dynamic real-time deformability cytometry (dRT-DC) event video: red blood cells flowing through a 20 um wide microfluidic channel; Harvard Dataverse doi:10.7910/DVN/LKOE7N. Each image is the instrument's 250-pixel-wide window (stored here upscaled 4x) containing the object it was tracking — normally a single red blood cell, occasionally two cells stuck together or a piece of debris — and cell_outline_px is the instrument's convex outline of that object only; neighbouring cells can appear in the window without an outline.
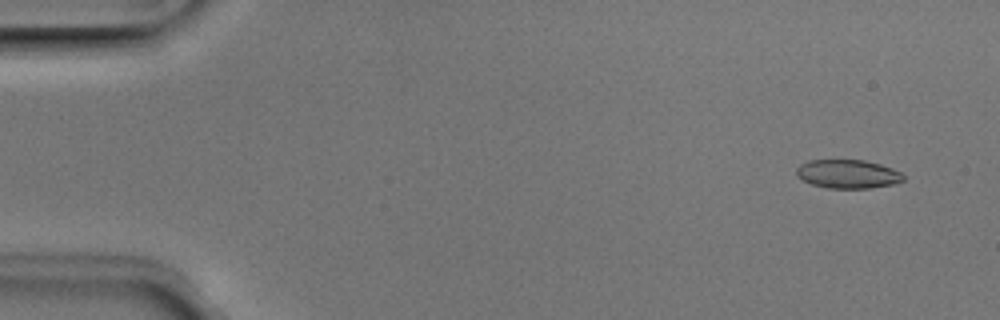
{"species": "Egyptian fruit bat (a non-hibernating species)", "species_latin": "Rousettus aegyptiacus", "temperature_condition": "room temperature", "stored_images_in_passage": 51, "camera_frame_rate_fps": 3000, "um_per_image_px": 0.085, "animal": {"sex": "male"}, "frame": {"image": 1, "passage_image": 3, "time_ms": 0.667, "image_size_px": [1000, 320], "cell_outline_px": [[904, 180], [892, 184], [868, 188], [828, 188], [812, 184], [796, 176], [796, 168], [800, 164], [808, 160], [864, 160], [880, 164], [892, 168], [900, 172], [904, 176]], "centroid_in_image_um": [72.04, 14.78], "position_along_channel_um": 13.0, "area_um2": 17.8}}
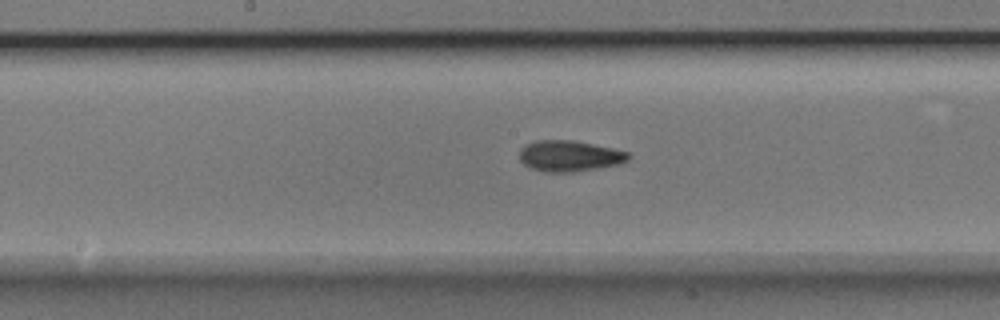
{"frame": {"image": 2, "passage_image": 26, "time_ms": 8.333, "image_size_px": [1000, 320], "cell_outline_px": [[632, 156], [628, 160], [616, 164], [572, 172], [544, 172], [532, 168], [524, 164], [520, 160], [520, 148], [536, 140], [572, 140], [612, 148], [628, 152]], "centroid_in_image_um": [48.38, 13.25], "position_along_channel_um": 199.8, "area_um2": 19.36}}
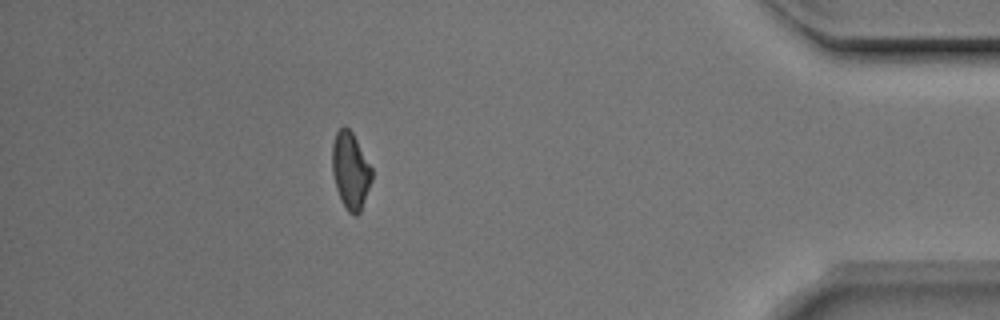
{"frame": {"image": 3, "passage_image": 45, "time_ms": 14.667, "image_size_px": [1000, 320], "cell_outline_px": [[372, 180], [360, 212], [356, 216], [348, 212], [336, 188], [332, 172], [332, 144], [336, 132], [340, 128], [348, 128], [352, 132], [372, 168]], "centroid_in_image_um": [29.79, 14.5], "position_along_channel_um": 405.4, "area_um2": 17.51}, "authors_computed_cell_mechanics": {"area_um2": 18.496, "velocity_mm_per_s": 3.9815, "shape_relaxation_time_tau1_ms": 5.7737, "shape_relaxation_time_tau2_ms": 2.5673, "deformation_change_tau1": 0.1283, "deformation_change_tau2": 0.0804}}